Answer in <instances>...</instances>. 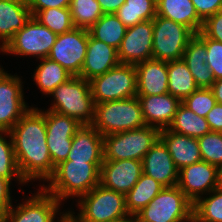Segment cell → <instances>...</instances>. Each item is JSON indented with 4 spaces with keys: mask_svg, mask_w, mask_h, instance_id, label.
<instances>
[{
    "mask_svg": "<svg viewBox=\"0 0 222 222\" xmlns=\"http://www.w3.org/2000/svg\"><path fill=\"white\" fill-rule=\"evenodd\" d=\"M9 138L25 182L37 178L48 180L53 175L55 166L47 146L44 111L30 108L9 131Z\"/></svg>",
    "mask_w": 222,
    "mask_h": 222,
    "instance_id": "cell-1",
    "label": "cell"
},
{
    "mask_svg": "<svg viewBox=\"0 0 222 222\" xmlns=\"http://www.w3.org/2000/svg\"><path fill=\"white\" fill-rule=\"evenodd\" d=\"M102 163L74 162L65 160L55 166L53 175L43 189L58 201L70 196L81 197L100 184Z\"/></svg>",
    "mask_w": 222,
    "mask_h": 222,
    "instance_id": "cell-2",
    "label": "cell"
},
{
    "mask_svg": "<svg viewBox=\"0 0 222 222\" xmlns=\"http://www.w3.org/2000/svg\"><path fill=\"white\" fill-rule=\"evenodd\" d=\"M54 102L48 110L76 119L81 125H91L94 120L95 103L90 82L72 76L59 85L51 94Z\"/></svg>",
    "mask_w": 222,
    "mask_h": 222,
    "instance_id": "cell-3",
    "label": "cell"
},
{
    "mask_svg": "<svg viewBox=\"0 0 222 222\" xmlns=\"http://www.w3.org/2000/svg\"><path fill=\"white\" fill-rule=\"evenodd\" d=\"M102 136L146 126L138 97L95 104L91 124Z\"/></svg>",
    "mask_w": 222,
    "mask_h": 222,
    "instance_id": "cell-4",
    "label": "cell"
},
{
    "mask_svg": "<svg viewBox=\"0 0 222 222\" xmlns=\"http://www.w3.org/2000/svg\"><path fill=\"white\" fill-rule=\"evenodd\" d=\"M160 129L154 126L103 136L104 160L133 159L142 161L160 140Z\"/></svg>",
    "mask_w": 222,
    "mask_h": 222,
    "instance_id": "cell-5",
    "label": "cell"
},
{
    "mask_svg": "<svg viewBox=\"0 0 222 222\" xmlns=\"http://www.w3.org/2000/svg\"><path fill=\"white\" fill-rule=\"evenodd\" d=\"M193 206L178 186L164 187L136 217L138 222H193Z\"/></svg>",
    "mask_w": 222,
    "mask_h": 222,
    "instance_id": "cell-6",
    "label": "cell"
},
{
    "mask_svg": "<svg viewBox=\"0 0 222 222\" xmlns=\"http://www.w3.org/2000/svg\"><path fill=\"white\" fill-rule=\"evenodd\" d=\"M80 222H109L127 216L125 195L97 185L78 199Z\"/></svg>",
    "mask_w": 222,
    "mask_h": 222,
    "instance_id": "cell-7",
    "label": "cell"
},
{
    "mask_svg": "<svg viewBox=\"0 0 222 222\" xmlns=\"http://www.w3.org/2000/svg\"><path fill=\"white\" fill-rule=\"evenodd\" d=\"M95 104L137 96V74L133 64H119L89 80Z\"/></svg>",
    "mask_w": 222,
    "mask_h": 222,
    "instance_id": "cell-8",
    "label": "cell"
},
{
    "mask_svg": "<svg viewBox=\"0 0 222 222\" xmlns=\"http://www.w3.org/2000/svg\"><path fill=\"white\" fill-rule=\"evenodd\" d=\"M194 36L189 27L156 15L153 18L152 58L165 62L182 59Z\"/></svg>",
    "mask_w": 222,
    "mask_h": 222,
    "instance_id": "cell-9",
    "label": "cell"
},
{
    "mask_svg": "<svg viewBox=\"0 0 222 222\" xmlns=\"http://www.w3.org/2000/svg\"><path fill=\"white\" fill-rule=\"evenodd\" d=\"M57 36L48 27L42 25L35 17L26 22L3 48L4 53L21 56L47 58Z\"/></svg>",
    "mask_w": 222,
    "mask_h": 222,
    "instance_id": "cell-10",
    "label": "cell"
},
{
    "mask_svg": "<svg viewBox=\"0 0 222 222\" xmlns=\"http://www.w3.org/2000/svg\"><path fill=\"white\" fill-rule=\"evenodd\" d=\"M89 31L73 28L57 36L47 58L57 62L72 76H79L85 62Z\"/></svg>",
    "mask_w": 222,
    "mask_h": 222,
    "instance_id": "cell-11",
    "label": "cell"
},
{
    "mask_svg": "<svg viewBox=\"0 0 222 222\" xmlns=\"http://www.w3.org/2000/svg\"><path fill=\"white\" fill-rule=\"evenodd\" d=\"M46 137L52 164L57 166L67 160L73 136L82 126L76 119L58 114L51 110L44 112Z\"/></svg>",
    "mask_w": 222,
    "mask_h": 222,
    "instance_id": "cell-12",
    "label": "cell"
},
{
    "mask_svg": "<svg viewBox=\"0 0 222 222\" xmlns=\"http://www.w3.org/2000/svg\"><path fill=\"white\" fill-rule=\"evenodd\" d=\"M177 186L195 203L204 193L221 186V170L201 160L179 170Z\"/></svg>",
    "mask_w": 222,
    "mask_h": 222,
    "instance_id": "cell-13",
    "label": "cell"
},
{
    "mask_svg": "<svg viewBox=\"0 0 222 222\" xmlns=\"http://www.w3.org/2000/svg\"><path fill=\"white\" fill-rule=\"evenodd\" d=\"M21 79L0 72V131H10L30 109L24 101Z\"/></svg>",
    "mask_w": 222,
    "mask_h": 222,
    "instance_id": "cell-14",
    "label": "cell"
},
{
    "mask_svg": "<svg viewBox=\"0 0 222 222\" xmlns=\"http://www.w3.org/2000/svg\"><path fill=\"white\" fill-rule=\"evenodd\" d=\"M153 20L127 27L118 49L121 64H137L152 59Z\"/></svg>",
    "mask_w": 222,
    "mask_h": 222,
    "instance_id": "cell-15",
    "label": "cell"
},
{
    "mask_svg": "<svg viewBox=\"0 0 222 222\" xmlns=\"http://www.w3.org/2000/svg\"><path fill=\"white\" fill-rule=\"evenodd\" d=\"M60 203L42 188L23 204L11 207L2 222H54Z\"/></svg>",
    "mask_w": 222,
    "mask_h": 222,
    "instance_id": "cell-16",
    "label": "cell"
},
{
    "mask_svg": "<svg viewBox=\"0 0 222 222\" xmlns=\"http://www.w3.org/2000/svg\"><path fill=\"white\" fill-rule=\"evenodd\" d=\"M142 161L104 160L100 168V185L126 195L140 179Z\"/></svg>",
    "mask_w": 222,
    "mask_h": 222,
    "instance_id": "cell-17",
    "label": "cell"
},
{
    "mask_svg": "<svg viewBox=\"0 0 222 222\" xmlns=\"http://www.w3.org/2000/svg\"><path fill=\"white\" fill-rule=\"evenodd\" d=\"M143 173L164 187L177 186L178 172L167 147L161 140L145 154L142 160Z\"/></svg>",
    "mask_w": 222,
    "mask_h": 222,
    "instance_id": "cell-18",
    "label": "cell"
},
{
    "mask_svg": "<svg viewBox=\"0 0 222 222\" xmlns=\"http://www.w3.org/2000/svg\"><path fill=\"white\" fill-rule=\"evenodd\" d=\"M119 64L118 50L94 39L89 34L85 62L79 77L89 81L96 76L108 72Z\"/></svg>",
    "mask_w": 222,
    "mask_h": 222,
    "instance_id": "cell-19",
    "label": "cell"
},
{
    "mask_svg": "<svg viewBox=\"0 0 222 222\" xmlns=\"http://www.w3.org/2000/svg\"><path fill=\"white\" fill-rule=\"evenodd\" d=\"M67 160L103 163V136L92 125H82L73 136Z\"/></svg>",
    "mask_w": 222,
    "mask_h": 222,
    "instance_id": "cell-20",
    "label": "cell"
},
{
    "mask_svg": "<svg viewBox=\"0 0 222 222\" xmlns=\"http://www.w3.org/2000/svg\"><path fill=\"white\" fill-rule=\"evenodd\" d=\"M146 125L154 126L160 130L168 128L181 101L170 93L137 96Z\"/></svg>",
    "mask_w": 222,
    "mask_h": 222,
    "instance_id": "cell-21",
    "label": "cell"
},
{
    "mask_svg": "<svg viewBox=\"0 0 222 222\" xmlns=\"http://www.w3.org/2000/svg\"><path fill=\"white\" fill-rule=\"evenodd\" d=\"M137 74V96L168 93L167 62L149 59L135 64Z\"/></svg>",
    "mask_w": 222,
    "mask_h": 222,
    "instance_id": "cell-22",
    "label": "cell"
},
{
    "mask_svg": "<svg viewBox=\"0 0 222 222\" xmlns=\"http://www.w3.org/2000/svg\"><path fill=\"white\" fill-rule=\"evenodd\" d=\"M160 140L167 147L178 170L202 160L197 138L165 128L160 131Z\"/></svg>",
    "mask_w": 222,
    "mask_h": 222,
    "instance_id": "cell-23",
    "label": "cell"
},
{
    "mask_svg": "<svg viewBox=\"0 0 222 222\" xmlns=\"http://www.w3.org/2000/svg\"><path fill=\"white\" fill-rule=\"evenodd\" d=\"M31 18L27 0H0V40L3 48Z\"/></svg>",
    "mask_w": 222,
    "mask_h": 222,
    "instance_id": "cell-24",
    "label": "cell"
},
{
    "mask_svg": "<svg viewBox=\"0 0 222 222\" xmlns=\"http://www.w3.org/2000/svg\"><path fill=\"white\" fill-rule=\"evenodd\" d=\"M182 59L199 88L212 86L215 79L211 69L206 64L208 60L206 45L196 35L187 44Z\"/></svg>",
    "mask_w": 222,
    "mask_h": 222,
    "instance_id": "cell-25",
    "label": "cell"
},
{
    "mask_svg": "<svg viewBox=\"0 0 222 222\" xmlns=\"http://www.w3.org/2000/svg\"><path fill=\"white\" fill-rule=\"evenodd\" d=\"M156 9L158 16L187 26L195 34L202 29L203 20L198 16L191 0H156Z\"/></svg>",
    "mask_w": 222,
    "mask_h": 222,
    "instance_id": "cell-26",
    "label": "cell"
},
{
    "mask_svg": "<svg viewBox=\"0 0 222 222\" xmlns=\"http://www.w3.org/2000/svg\"><path fill=\"white\" fill-rule=\"evenodd\" d=\"M168 93L181 102L199 87L183 59L167 62Z\"/></svg>",
    "mask_w": 222,
    "mask_h": 222,
    "instance_id": "cell-27",
    "label": "cell"
},
{
    "mask_svg": "<svg viewBox=\"0 0 222 222\" xmlns=\"http://www.w3.org/2000/svg\"><path fill=\"white\" fill-rule=\"evenodd\" d=\"M164 188L152 177L142 173L140 179L125 195L126 209L129 214L136 215Z\"/></svg>",
    "mask_w": 222,
    "mask_h": 222,
    "instance_id": "cell-28",
    "label": "cell"
},
{
    "mask_svg": "<svg viewBox=\"0 0 222 222\" xmlns=\"http://www.w3.org/2000/svg\"><path fill=\"white\" fill-rule=\"evenodd\" d=\"M167 129L197 139L211 131L206 118L198 116L182 102Z\"/></svg>",
    "mask_w": 222,
    "mask_h": 222,
    "instance_id": "cell-29",
    "label": "cell"
},
{
    "mask_svg": "<svg viewBox=\"0 0 222 222\" xmlns=\"http://www.w3.org/2000/svg\"><path fill=\"white\" fill-rule=\"evenodd\" d=\"M127 27L115 14H103V16L89 29V34L109 46L119 49L126 34Z\"/></svg>",
    "mask_w": 222,
    "mask_h": 222,
    "instance_id": "cell-30",
    "label": "cell"
},
{
    "mask_svg": "<svg viewBox=\"0 0 222 222\" xmlns=\"http://www.w3.org/2000/svg\"><path fill=\"white\" fill-rule=\"evenodd\" d=\"M41 63L36 67L34 80L42 93L50 95L59 85L69 80L72 75L49 58L40 59Z\"/></svg>",
    "mask_w": 222,
    "mask_h": 222,
    "instance_id": "cell-31",
    "label": "cell"
},
{
    "mask_svg": "<svg viewBox=\"0 0 222 222\" xmlns=\"http://www.w3.org/2000/svg\"><path fill=\"white\" fill-rule=\"evenodd\" d=\"M115 15L126 26H135L157 15L156 0H126Z\"/></svg>",
    "mask_w": 222,
    "mask_h": 222,
    "instance_id": "cell-32",
    "label": "cell"
},
{
    "mask_svg": "<svg viewBox=\"0 0 222 222\" xmlns=\"http://www.w3.org/2000/svg\"><path fill=\"white\" fill-rule=\"evenodd\" d=\"M210 193L194 203L193 222H222V186Z\"/></svg>",
    "mask_w": 222,
    "mask_h": 222,
    "instance_id": "cell-33",
    "label": "cell"
},
{
    "mask_svg": "<svg viewBox=\"0 0 222 222\" xmlns=\"http://www.w3.org/2000/svg\"><path fill=\"white\" fill-rule=\"evenodd\" d=\"M69 8L74 28L88 30L104 14L97 0H71Z\"/></svg>",
    "mask_w": 222,
    "mask_h": 222,
    "instance_id": "cell-34",
    "label": "cell"
},
{
    "mask_svg": "<svg viewBox=\"0 0 222 222\" xmlns=\"http://www.w3.org/2000/svg\"><path fill=\"white\" fill-rule=\"evenodd\" d=\"M34 17L56 35L69 32L74 28L70 8H48L39 11Z\"/></svg>",
    "mask_w": 222,
    "mask_h": 222,
    "instance_id": "cell-35",
    "label": "cell"
},
{
    "mask_svg": "<svg viewBox=\"0 0 222 222\" xmlns=\"http://www.w3.org/2000/svg\"><path fill=\"white\" fill-rule=\"evenodd\" d=\"M0 176L11 181L16 176V180L22 184L26 183L18 170L12 140L7 141L4 135L9 131H0Z\"/></svg>",
    "mask_w": 222,
    "mask_h": 222,
    "instance_id": "cell-36",
    "label": "cell"
},
{
    "mask_svg": "<svg viewBox=\"0 0 222 222\" xmlns=\"http://www.w3.org/2000/svg\"><path fill=\"white\" fill-rule=\"evenodd\" d=\"M198 144L202 160L222 170V133L210 131L198 138Z\"/></svg>",
    "mask_w": 222,
    "mask_h": 222,
    "instance_id": "cell-37",
    "label": "cell"
},
{
    "mask_svg": "<svg viewBox=\"0 0 222 222\" xmlns=\"http://www.w3.org/2000/svg\"><path fill=\"white\" fill-rule=\"evenodd\" d=\"M182 103L195 114L204 118L217 104L210 88H198L190 96L186 97Z\"/></svg>",
    "mask_w": 222,
    "mask_h": 222,
    "instance_id": "cell-38",
    "label": "cell"
},
{
    "mask_svg": "<svg viewBox=\"0 0 222 222\" xmlns=\"http://www.w3.org/2000/svg\"><path fill=\"white\" fill-rule=\"evenodd\" d=\"M195 35L206 45V64L211 69L214 79L222 78V43L206 37L201 31Z\"/></svg>",
    "mask_w": 222,
    "mask_h": 222,
    "instance_id": "cell-39",
    "label": "cell"
},
{
    "mask_svg": "<svg viewBox=\"0 0 222 222\" xmlns=\"http://www.w3.org/2000/svg\"><path fill=\"white\" fill-rule=\"evenodd\" d=\"M201 32L206 37L222 43V10L203 21Z\"/></svg>",
    "mask_w": 222,
    "mask_h": 222,
    "instance_id": "cell-40",
    "label": "cell"
},
{
    "mask_svg": "<svg viewBox=\"0 0 222 222\" xmlns=\"http://www.w3.org/2000/svg\"><path fill=\"white\" fill-rule=\"evenodd\" d=\"M198 16L204 21L222 10V0H191Z\"/></svg>",
    "mask_w": 222,
    "mask_h": 222,
    "instance_id": "cell-41",
    "label": "cell"
},
{
    "mask_svg": "<svg viewBox=\"0 0 222 222\" xmlns=\"http://www.w3.org/2000/svg\"><path fill=\"white\" fill-rule=\"evenodd\" d=\"M71 0H27L31 16L48 8H69Z\"/></svg>",
    "mask_w": 222,
    "mask_h": 222,
    "instance_id": "cell-42",
    "label": "cell"
},
{
    "mask_svg": "<svg viewBox=\"0 0 222 222\" xmlns=\"http://www.w3.org/2000/svg\"><path fill=\"white\" fill-rule=\"evenodd\" d=\"M11 181L0 176V213L4 216L12 207L10 197Z\"/></svg>",
    "mask_w": 222,
    "mask_h": 222,
    "instance_id": "cell-43",
    "label": "cell"
},
{
    "mask_svg": "<svg viewBox=\"0 0 222 222\" xmlns=\"http://www.w3.org/2000/svg\"><path fill=\"white\" fill-rule=\"evenodd\" d=\"M206 121L213 132L222 133V104H216L207 114Z\"/></svg>",
    "mask_w": 222,
    "mask_h": 222,
    "instance_id": "cell-44",
    "label": "cell"
},
{
    "mask_svg": "<svg viewBox=\"0 0 222 222\" xmlns=\"http://www.w3.org/2000/svg\"><path fill=\"white\" fill-rule=\"evenodd\" d=\"M126 0H97L104 14H115Z\"/></svg>",
    "mask_w": 222,
    "mask_h": 222,
    "instance_id": "cell-45",
    "label": "cell"
},
{
    "mask_svg": "<svg viewBox=\"0 0 222 222\" xmlns=\"http://www.w3.org/2000/svg\"><path fill=\"white\" fill-rule=\"evenodd\" d=\"M210 89L218 104H222V78L215 80Z\"/></svg>",
    "mask_w": 222,
    "mask_h": 222,
    "instance_id": "cell-46",
    "label": "cell"
},
{
    "mask_svg": "<svg viewBox=\"0 0 222 222\" xmlns=\"http://www.w3.org/2000/svg\"><path fill=\"white\" fill-rule=\"evenodd\" d=\"M59 222H80L72 212L68 211L62 214Z\"/></svg>",
    "mask_w": 222,
    "mask_h": 222,
    "instance_id": "cell-47",
    "label": "cell"
},
{
    "mask_svg": "<svg viewBox=\"0 0 222 222\" xmlns=\"http://www.w3.org/2000/svg\"><path fill=\"white\" fill-rule=\"evenodd\" d=\"M109 222H138V219H137L136 215L128 214L127 216H125L123 218L109 221Z\"/></svg>",
    "mask_w": 222,
    "mask_h": 222,
    "instance_id": "cell-48",
    "label": "cell"
},
{
    "mask_svg": "<svg viewBox=\"0 0 222 222\" xmlns=\"http://www.w3.org/2000/svg\"><path fill=\"white\" fill-rule=\"evenodd\" d=\"M3 221V215L0 213V222Z\"/></svg>",
    "mask_w": 222,
    "mask_h": 222,
    "instance_id": "cell-49",
    "label": "cell"
},
{
    "mask_svg": "<svg viewBox=\"0 0 222 222\" xmlns=\"http://www.w3.org/2000/svg\"><path fill=\"white\" fill-rule=\"evenodd\" d=\"M221 186H222V170H221Z\"/></svg>",
    "mask_w": 222,
    "mask_h": 222,
    "instance_id": "cell-50",
    "label": "cell"
}]
</instances>
